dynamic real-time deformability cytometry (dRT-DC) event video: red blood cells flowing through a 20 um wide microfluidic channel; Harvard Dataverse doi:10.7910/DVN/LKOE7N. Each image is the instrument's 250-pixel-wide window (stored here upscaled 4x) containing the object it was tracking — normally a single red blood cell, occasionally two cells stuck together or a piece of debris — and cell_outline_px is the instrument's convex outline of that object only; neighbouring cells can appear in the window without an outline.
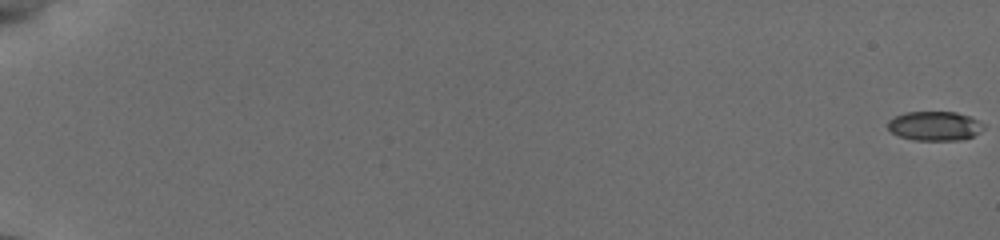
{"species": "common noctule bat (a hibernating species)", "species_latin": "Nyctalus noctula", "temperature_condition": "cold", "stored_images_in_passage": 50, "camera_frame_rate_fps": 3000, "um_per_image_px": 0.085, "animal": {"sex": "female", "body_mass_g": 19.5, "forearm_length_mm": 54.1}, "frame": {"image": 1, "passage_image": 1, "time_ms": 0.0, "image_size_px": [1000, 240], "cell_outline_px": [[984, 128], [972, 136], [960, 140], [916, 140], [900, 136], [892, 132], [888, 128], [888, 120], [904, 112], [956, 112], [968, 116], [984, 124]], "centroid_in_image_um": [79.43, 10.7], "position_along_channel_um": 5.6, "area_um2": 16.13}}
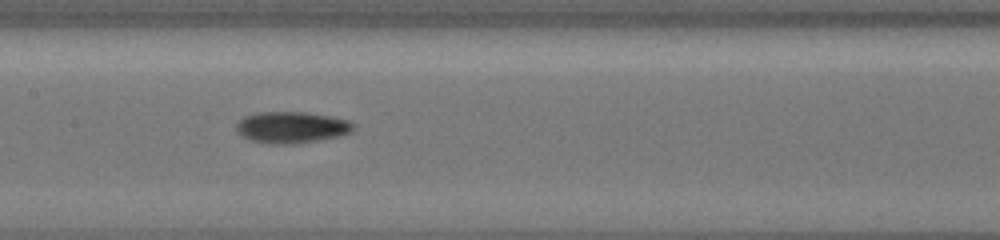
{"frame": {"image": 2, "passage_image": 27, "time_ms": 10.333, "image_size_px": [1000, 240], "cell_outline_px": [[356, 124], [348, 132], [340, 136], [292, 144], [268, 144], [252, 140], [244, 136], [236, 128], [236, 124], [244, 116], [260, 112], [308, 112], [332, 116], [348, 120]], "centroid_in_image_um": [24.8, 10.81], "position_along_channel_um": 182.6, "area_um2": 21.27}}
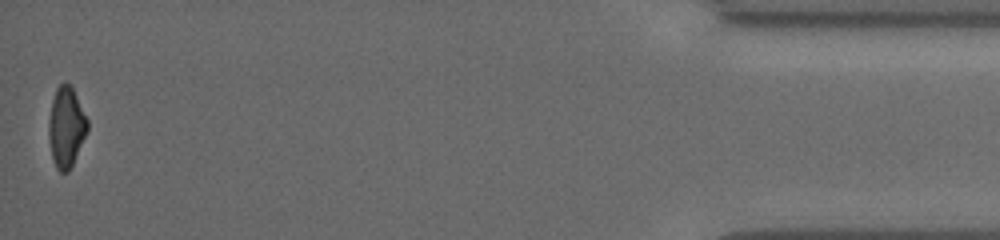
{"frame": {"image": 3, "passage_image": 50, "time_ms": 18.667, "image_size_px": [1000, 240], "cell_outline_px": [[88, 128], [72, 164], [68, 172], [60, 172], [56, 168], [52, 156], [48, 136], [48, 124], [52, 100], [56, 88], [60, 84], [68, 84], [72, 88], [88, 120]], "centroid_in_image_um": [5.6, 10.81], "position_along_channel_um": 429.6, "area_um2": 17.69}, "authors_computed_cell_mechanics": {"area_um2": 18.7561, "velocity_mm_per_s": 3.8571, "shape_relaxation_time_tau1_ms": 1.7589, "shape_relaxation_time_tau2_ms": 7.8739, "deformation_change_tau1": 0.1152, "deformation_change_tau2": 0.1598}}